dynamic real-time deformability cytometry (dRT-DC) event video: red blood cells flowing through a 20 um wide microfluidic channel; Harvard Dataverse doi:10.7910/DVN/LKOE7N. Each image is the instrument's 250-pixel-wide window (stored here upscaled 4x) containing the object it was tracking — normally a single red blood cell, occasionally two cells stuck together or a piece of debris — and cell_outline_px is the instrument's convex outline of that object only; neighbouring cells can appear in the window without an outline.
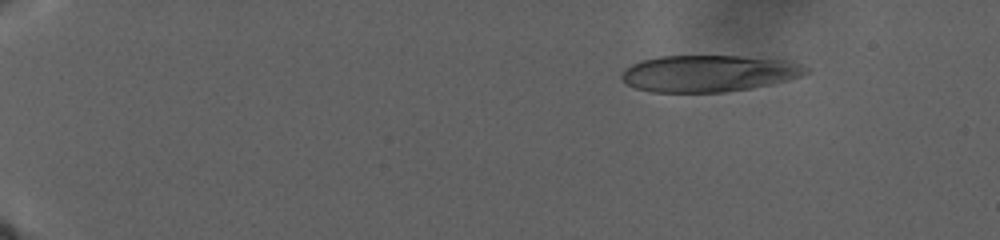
{"species": "human", "species_latin": "Homo sapiens", "temperature_condition": "warm", "stored_images_in_passage": 103, "camera_frame_rate_fps": 3000, "um_per_image_px": 0.085, "donor": {"sex": "male"}, "frame": {"image": 1, "passage_image": 1, "time_ms": 0.0, "image_size_px": [1000, 240], "cell_outline_px": [[808, 72], [800, 76], [788, 80], [752, 88], [724, 92], [652, 92], [636, 88], [628, 84], [620, 76], [624, 68], [640, 60], [660, 56], [740, 56], [788, 60], [804, 64], [808, 68]], "centroid_in_image_um": [60.25, 6.23], "position_along_channel_um": 24.7, "area_um2": 39.54}}
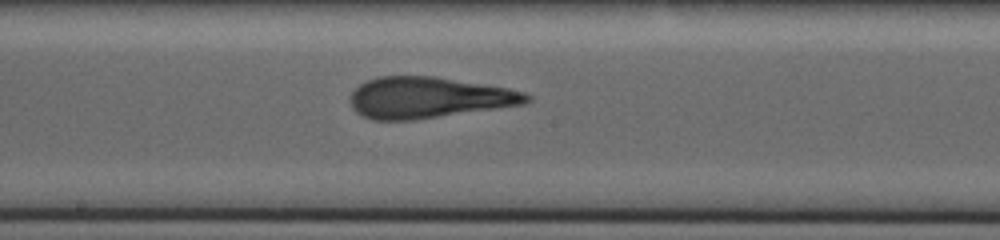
{"frame": {"image": 2, "passage_image": 57, "time_ms": 17.667, "image_size_px": [1000, 240], "cell_outline_px": [[532, 100], [524, 104], [416, 120], [372, 120], [360, 116], [352, 108], [348, 100], [348, 96], [360, 84], [368, 80], [380, 76], [436, 76], [508, 88], [524, 92], [532, 96]], "centroid_in_image_um": [36.39, 8.3], "position_along_channel_um": 211.8, "area_um2": 42.6}}
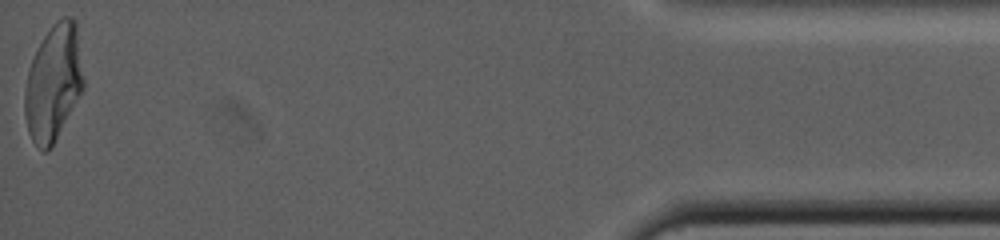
{"frame": {"image": 3, "passage_image": 102, "time_ms": 33.0, "image_size_px": [1000, 240], "cell_outline_px": [[84, 88], [52, 148], [48, 152], [44, 152], [32, 140], [28, 132], [24, 112], [24, 88], [28, 68], [44, 36], [52, 24], [56, 20], [64, 16], [72, 16], [76, 20], [84, 80]], "centroid_in_image_um": [4.54, 7.05], "position_along_channel_um": 430.7, "area_um2": 40.11}}